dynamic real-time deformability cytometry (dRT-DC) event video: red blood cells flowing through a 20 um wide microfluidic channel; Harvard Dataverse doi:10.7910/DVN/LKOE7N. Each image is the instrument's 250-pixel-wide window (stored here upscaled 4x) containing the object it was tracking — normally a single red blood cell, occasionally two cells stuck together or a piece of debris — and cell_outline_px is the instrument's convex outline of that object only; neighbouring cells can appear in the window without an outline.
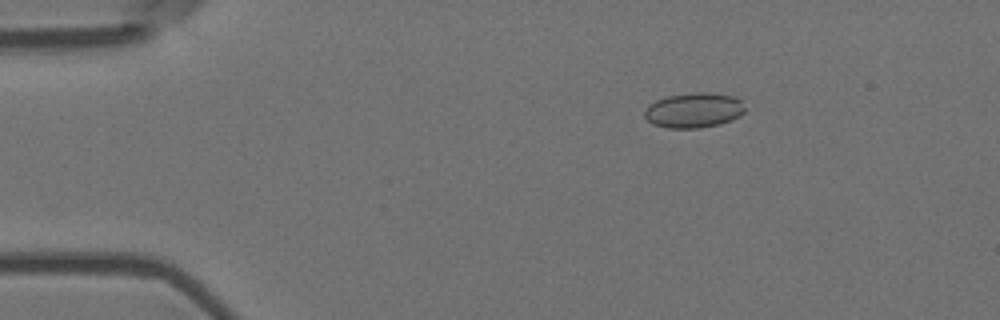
{"species": "Egyptian fruit bat (a non-hibernating species)", "species_latin": "Rousettus aegyptiacus", "temperature_condition": "room temperature", "stored_images_in_passage": 20, "camera_frame_rate_fps": 3000, "um_per_image_px": 0.085, "animal": {"sex": "female"}, "frame": {"image": 1, "passage_image": 9, "time_ms": 2.667, "image_size_px": [1000, 320], "cell_outline_px": [[744, 112], [740, 116], [732, 120], [720, 124], [700, 128], [668, 128], [652, 124], [644, 116], [644, 112], [648, 104], [656, 100], [668, 96], [688, 92], [708, 92], [736, 96], [740, 100], [744, 108]], "centroid_in_image_um": [58.97, 9.36], "position_along_channel_um": 26.0, "area_um2": 20.75}}
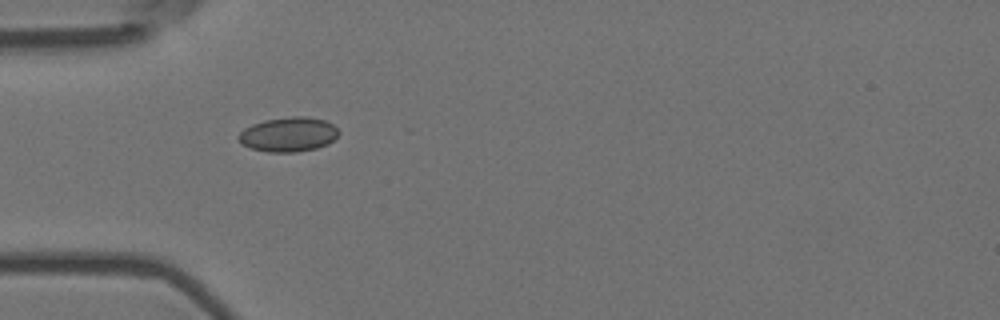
{"frame": {"image": 2, "passage_image": 17, "time_ms": 5.333, "image_size_px": [1000, 320], "cell_outline_px": [[340, 132], [328, 144], [316, 148], [296, 152], [268, 152], [252, 148], [244, 144], [236, 136], [244, 128], [252, 124], [264, 120], [292, 116], [308, 116], [324, 120], [332, 124]], "centroid_in_image_um": [24.52, 11.41], "position_along_channel_um": 60.5, "area_um2": 20.06}}